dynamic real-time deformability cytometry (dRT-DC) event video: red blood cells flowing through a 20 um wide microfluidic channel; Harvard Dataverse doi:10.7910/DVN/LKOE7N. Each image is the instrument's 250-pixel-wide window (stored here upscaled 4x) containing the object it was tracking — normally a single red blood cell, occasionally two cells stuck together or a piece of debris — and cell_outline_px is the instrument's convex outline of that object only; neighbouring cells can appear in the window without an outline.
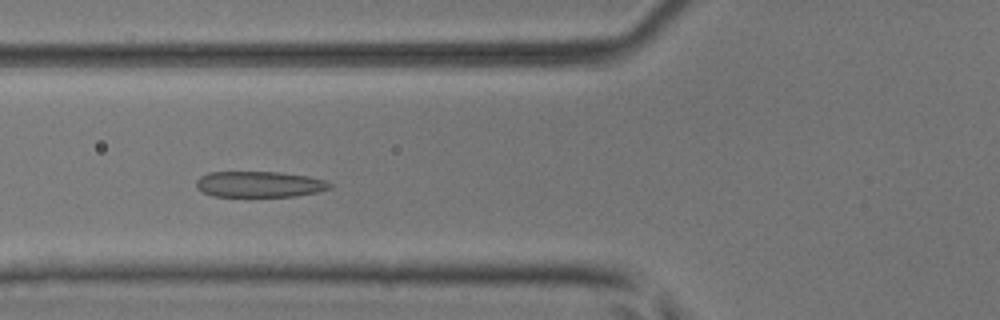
{"species": "common noctule bat (a hibernating species)", "species_latin": "Nyctalus noctula", "temperature_condition": "room temperature", "stored_images_in_passage": 50, "camera_frame_rate_fps": 3000, "um_per_image_px": 0.085, "animal": {"sex": "male", "body_mass_g": 17.9, "forearm_length_mm": 54.2}, "frame": {"image": 1, "passage_image": 18, "time_ms": 5.667, "image_size_px": [1000, 320], "cell_outline_px": [[332, 188], [316, 192], [296, 196], [212, 196], [196, 188], [196, 180], [200, 176], [208, 172], [276, 172], [308, 176], [324, 180], [332, 184]], "centroid_in_image_um": [22.03, 15.66], "position_along_channel_um": 103.8, "area_um2": 20.11}}
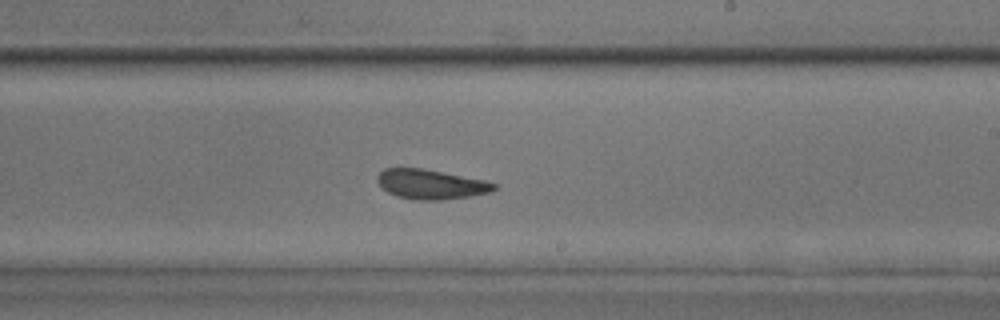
{"frame": {"image": 2, "passage_image": 29, "time_ms": 9.333, "image_size_px": [1000, 320], "cell_outline_px": [[496, 188], [492, 192], [468, 196], [440, 200], [416, 200], [396, 196], [388, 192], [376, 180], [376, 176], [384, 168], [420, 168], [484, 180], [496, 184]], "centroid_in_image_um": [36.6, 15.66], "position_along_channel_um": 252.4, "area_um2": 19.94}}
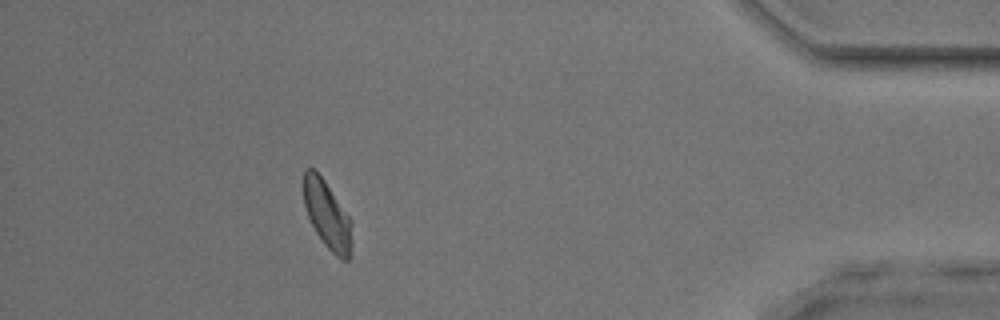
{"frame": {"image": 3, "passage_image": 44, "time_ms": 14.333, "image_size_px": [1000, 320], "cell_outline_px": [[352, 244], [348, 260], [340, 260], [324, 244], [316, 232], [308, 216], [304, 204], [304, 168], [316, 168], [352, 220]], "centroid_in_image_um": [27.83, 18.26], "position_along_channel_um": 407.4, "area_um2": 19.19}, "authors_computed_cell_mechanics": {"area_um2": 20.4612, "velocity_mm_per_s": 4.0713, "shape_relaxation_time_tau1_ms": 5.4517, "shape_relaxation_time_tau2_ms": 1.5636, "deformation_change_tau1": 0.1542, "deformation_change_tau2": 0.0952}}